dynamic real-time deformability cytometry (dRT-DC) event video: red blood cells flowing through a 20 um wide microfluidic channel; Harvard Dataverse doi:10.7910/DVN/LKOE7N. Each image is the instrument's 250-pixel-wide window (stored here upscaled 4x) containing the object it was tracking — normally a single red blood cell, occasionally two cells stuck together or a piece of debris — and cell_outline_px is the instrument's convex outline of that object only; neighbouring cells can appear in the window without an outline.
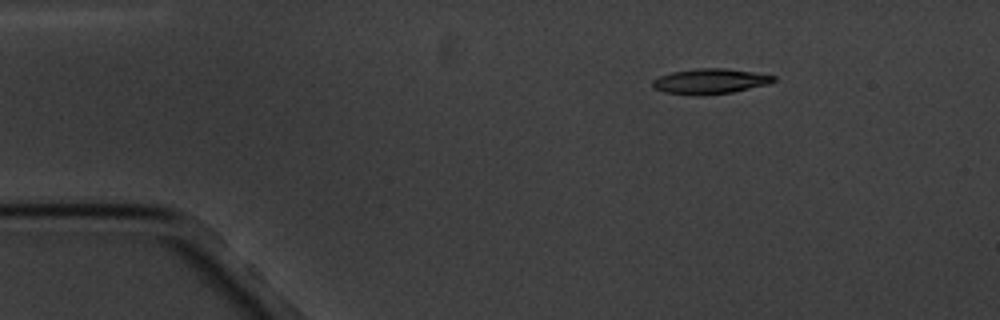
{"species": "common noctule bat (a hibernating species)", "species_latin": "Nyctalus noctula", "temperature_condition": "cold", "stored_images_in_passage": 4, "camera_frame_rate_fps": 3000, "um_per_image_px": 0.085, "animal": {"sex": "male", "body_mass_g": 20.1, "forearm_length_mm": 53.5}, "frame": {"image": 1, "passage_image": 2, "time_ms": 2.0, "image_size_px": [1000, 320], "cell_outline_px": [[776, 80], [768, 84], [732, 92], [664, 92], [652, 88], [652, 80], [660, 76], [672, 72], [696, 68], [724, 68], [752, 72], [776, 76]], "centroid_in_image_um": [60.38, 6.85], "position_along_channel_um": 24.6, "area_um2": 16.82}}